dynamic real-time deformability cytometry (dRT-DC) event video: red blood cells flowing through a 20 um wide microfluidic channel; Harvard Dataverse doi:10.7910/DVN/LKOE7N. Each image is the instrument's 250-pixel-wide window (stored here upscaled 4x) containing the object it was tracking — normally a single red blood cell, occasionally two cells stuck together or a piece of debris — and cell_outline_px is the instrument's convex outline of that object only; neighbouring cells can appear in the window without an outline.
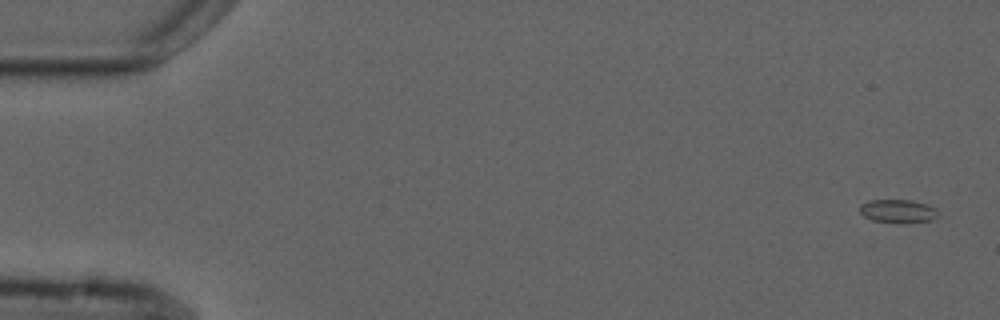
{"species": "common noctule bat (a hibernating species)", "species_latin": "Nyctalus noctula", "temperature_condition": "cold", "stored_images_in_passage": 4, "camera_frame_rate_fps": 3000, "um_per_image_px": 0.085, "animal": {"sex": "male", "forearm_length_mm": 52.5}, "frame": {"image": 1, "passage_image": 1, "time_ms": 0.0, "image_size_px": [1000, 320], "cell_outline_px": [[940, 216], [932, 220], [872, 220], [864, 216], [860, 212], [860, 204], [868, 200], [908, 200], [928, 204], [936, 208]], "centroid_in_image_um": [76.33, 17.88], "position_along_channel_um": 8.7, "area_um2": 10.06}}
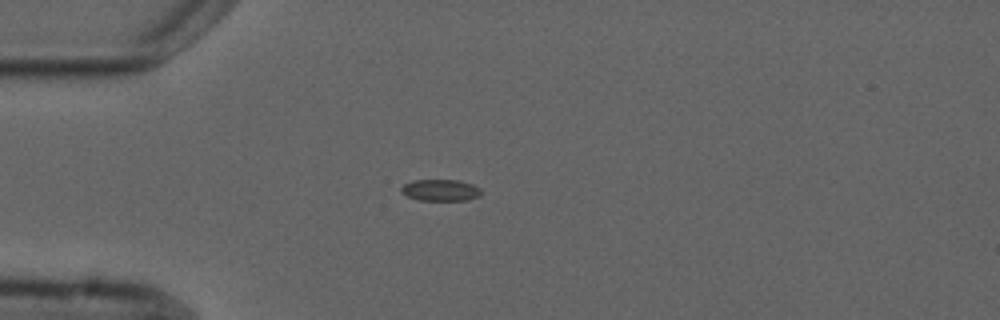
{"frame": {"image": 2, "passage_image": 4, "time_ms": 4.333, "image_size_px": [1000, 320], "cell_outline_px": [[480, 196], [468, 200], [420, 200], [408, 196], [400, 192], [400, 188], [404, 184], [412, 180], [460, 180], [472, 184], [480, 188]], "centroid_in_image_um": [37.44, 16.16], "position_along_channel_um": 47.6, "area_um2": 10.06}}